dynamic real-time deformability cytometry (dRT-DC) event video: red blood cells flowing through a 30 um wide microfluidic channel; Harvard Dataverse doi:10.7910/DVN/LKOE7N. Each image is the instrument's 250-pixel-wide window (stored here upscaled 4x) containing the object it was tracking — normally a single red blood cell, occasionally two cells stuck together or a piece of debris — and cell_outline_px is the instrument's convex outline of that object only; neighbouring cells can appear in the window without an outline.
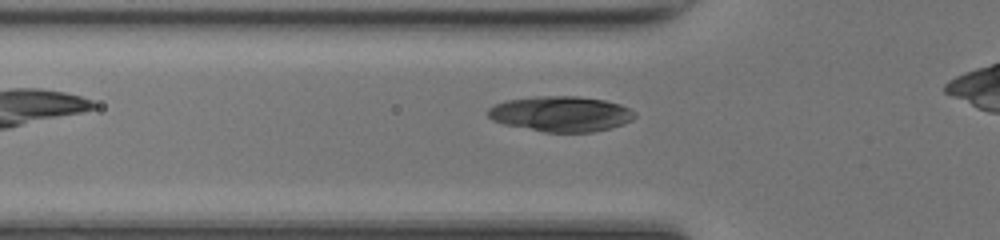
{"species": "common noctule bat (a hibernating species)", "species_latin": "Nyctalus noctula", "temperature_condition": "room temperature", "stored_images_in_passage": 25, "camera_frame_rate_fps": 3000, "um_per_image_px": 0.085, "animal": {"sex": "female", "body_mass_g": 17.0, "forearm_length_mm": 48.0}, "frame": {"image": 1, "passage_image": 7, "time_ms": 2.0, "image_size_px": [1000, 240], "cell_outline_px": [[612, 104], [596, 116], [580, 120], [544, 128], [532, 124], [532, 120], [536, 108], [540, 104], [548, 100], [596, 100]], "centroid_in_image_um": [48.15, 9.49], "position_along_channel_um": 77.7, "area_um2": 10.81}}
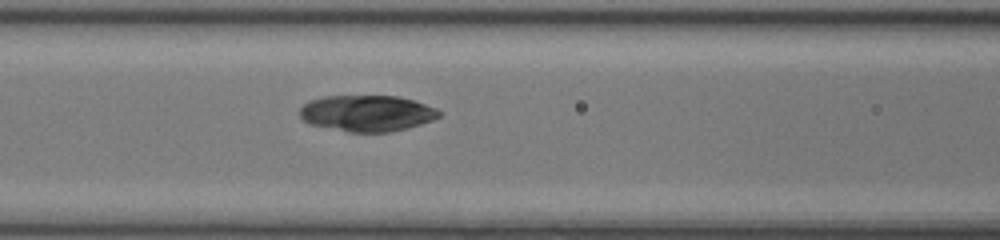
{"frame": {"image": 2, "passage_image": 11, "time_ms": 3.333, "image_size_px": [1000, 240], "cell_outline_px": [[420, 120], [404, 124], [364, 128], [356, 128], [340, 124], [340, 116], [348, 104], [352, 100], [368, 96], [384, 96], [404, 100], [416, 104], [420, 108]], "centroid_in_image_um": [32.23, 9.55], "position_along_channel_um": 134.4, "area_um2": 14.68}}
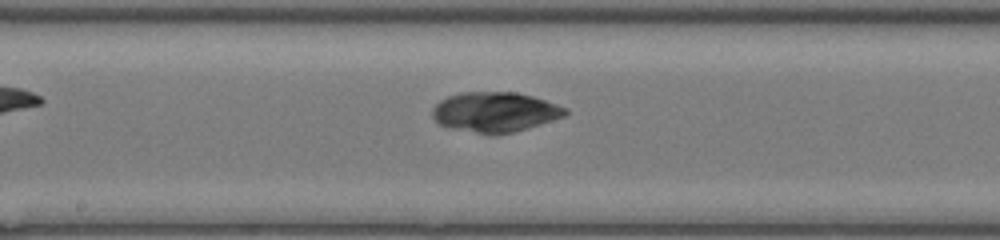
{"frame": {"image": 3, "passage_image": 16, "time_ms": 5.0, "image_size_px": [1000, 240], "cell_outline_px": [[552, 108], [544, 112], [484, 128], [472, 124], [468, 120], [480, 104], [488, 96], [520, 96], [536, 100]], "centroid_in_image_um": [42.95, 9.36], "position_along_channel_um": 205.2, "area_um2": 11.79}}